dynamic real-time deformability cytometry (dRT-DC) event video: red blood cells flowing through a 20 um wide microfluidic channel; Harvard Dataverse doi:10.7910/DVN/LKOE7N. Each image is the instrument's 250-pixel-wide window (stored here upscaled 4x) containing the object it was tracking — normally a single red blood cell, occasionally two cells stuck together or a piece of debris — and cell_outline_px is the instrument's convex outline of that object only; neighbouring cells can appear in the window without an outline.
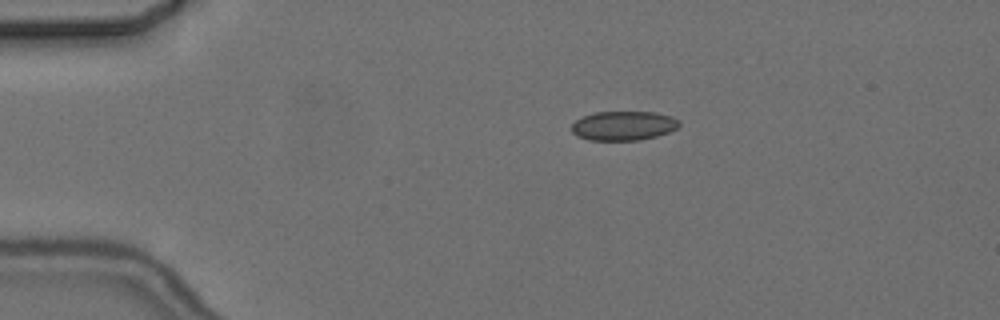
{"species": "common noctule bat (a hibernating species)", "species_latin": "Nyctalus noctula", "temperature_condition": "cold", "stored_images_in_passage": 1, "camera_frame_rate_fps": 3000, "um_per_image_px": 0.085, "animal": {"sex": "female", "body_mass_g": 24.6, "forearm_length_mm": 56.2}, "frame": {"image": 1, "passage_image": 1, "time_ms": 0.0, "image_size_px": [1000, 320], "cell_outline_px": [[680, 124], [676, 128], [668, 132], [656, 136], [640, 140], [588, 140], [576, 136], [572, 132], [572, 124], [576, 120], [584, 116], [596, 112], [656, 112], [672, 116], [680, 120]], "centroid_in_image_um": [53.0, 10.69], "position_along_channel_um": 32.0, "area_um2": 18.38}}